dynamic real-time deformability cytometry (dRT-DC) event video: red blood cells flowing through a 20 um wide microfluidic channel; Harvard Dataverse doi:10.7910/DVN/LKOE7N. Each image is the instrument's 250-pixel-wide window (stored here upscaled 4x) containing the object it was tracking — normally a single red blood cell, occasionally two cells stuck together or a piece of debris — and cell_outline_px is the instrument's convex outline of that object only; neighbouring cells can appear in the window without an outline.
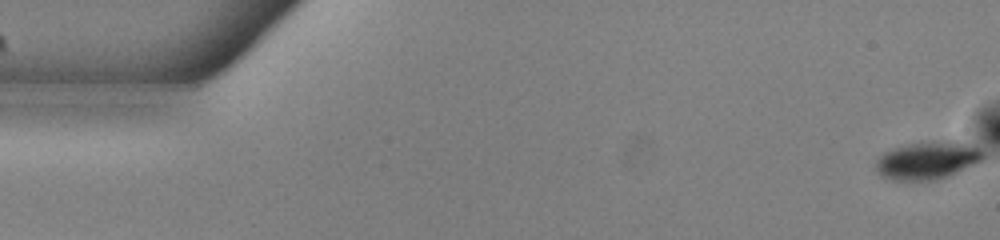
{"species": "common noctule bat (a hibernating species)", "species_latin": "Nyctalus noctula", "temperature_condition": "warm", "stored_images_in_passage": 54, "camera_frame_rate_fps": 3000, "um_per_image_px": 0.085, "animal": {"sex": "male", "body_mass_g": 13.0, "forearm_length_mm": 53.1}, "frame": {"image": 1, "passage_image": 1, "time_ms": 0.0, "image_size_px": [1000, 240], "cell_outline_px": [[984, 160], [976, 164], [944, 176], [932, 180], [892, 180], [884, 176], [876, 168], [876, 160], [884, 152], [892, 148], [908, 144], [948, 140], [960, 140], [972, 144], [980, 148], [984, 152]], "centroid_in_image_um": [78.9, 13.59], "position_along_channel_um": 6.1, "area_um2": 23.52}}
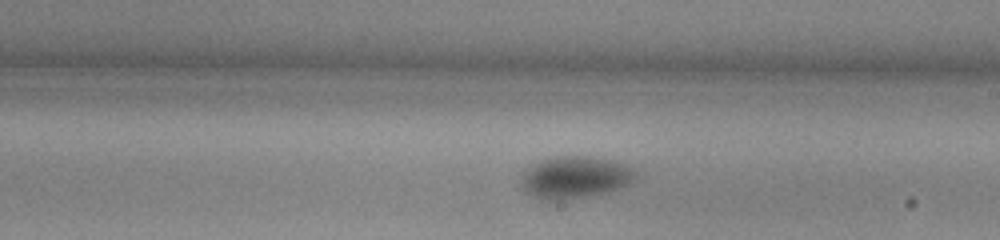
{"frame": {"image": 2, "passage_image": 31, "time_ms": 10.0, "image_size_px": [1000, 240], "cell_outline_px": [[640, 176], [636, 180], [620, 188], [608, 192], [560, 200], [540, 200], [524, 192], [520, 180], [524, 172], [532, 164], [552, 156], [588, 156], [608, 160], [624, 164], [632, 168]], "centroid_in_image_um": [48.87, 15.07], "position_along_channel_um": 240.1, "area_um2": 28.21}}
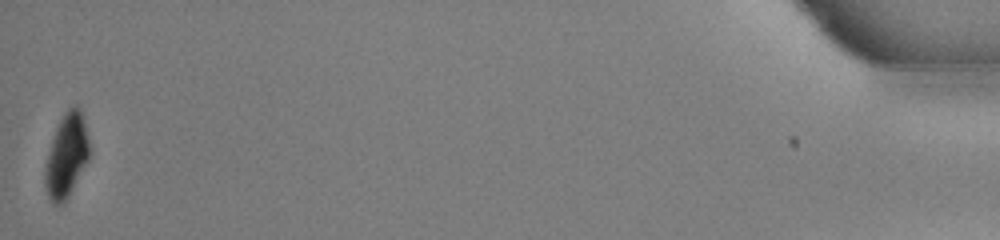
{"frame": {"image": 3, "passage_image": 54, "time_ms": 17.667, "image_size_px": [1000, 240], "cell_outline_px": [[92, 148], [88, 160], [64, 204], [52, 204], [48, 196], [44, 184], [44, 172], [48, 152], [56, 128], [64, 112], [72, 104], [76, 104], [80, 108], [84, 120]], "centroid_in_image_um": [5.67, 13.21], "position_along_channel_um": 429.5, "area_um2": 21.91}, "authors_computed_cell_mechanics": {"area_um2": 26.8192, "velocity_mm_per_s": 3.8084, "shape_relaxation_time_tau1_ms": 2.343, "shape_relaxation_time_tau2_ms": 4.9362, "deformation_change_tau1": 0.0766, "deformation_change_tau2": 0.0407}}